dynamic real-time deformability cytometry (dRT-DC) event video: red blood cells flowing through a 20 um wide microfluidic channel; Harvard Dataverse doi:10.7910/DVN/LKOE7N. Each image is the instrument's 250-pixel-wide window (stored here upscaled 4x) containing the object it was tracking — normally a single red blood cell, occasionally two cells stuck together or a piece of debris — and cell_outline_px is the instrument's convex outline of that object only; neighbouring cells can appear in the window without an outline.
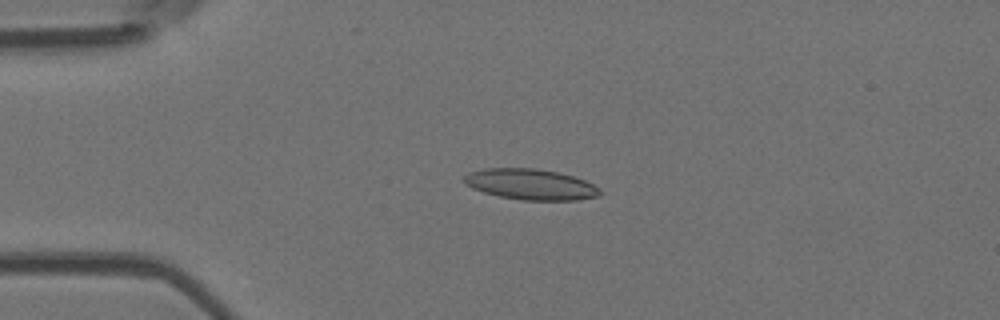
{"species": "Egyptian fruit bat (a non-hibernating species)", "species_latin": "Rousettus aegyptiacus", "temperature_condition": "room temperature", "stored_images_in_passage": 5, "camera_frame_rate_fps": 3000, "um_per_image_px": 0.085, "animal": {"sex": "female"}, "frame": {"image": 1, "passage_image": 4, "time_ms": 3.667, "image_size_px": [1000, 320], "cell_outline_px": [[600, 196], [576, 200], [520, 200], [500, 196], [484, 192], [472, 188], [464, 184], [464, 176], [468, 172], [484, 168], [532, 168], [556, 172], [572, 176], [584, 180], [600, 188]], "centroid_in_image_um": [45.07, 15.67], "position_along_channel_um": 39.9, "area_um2": 24.28}}